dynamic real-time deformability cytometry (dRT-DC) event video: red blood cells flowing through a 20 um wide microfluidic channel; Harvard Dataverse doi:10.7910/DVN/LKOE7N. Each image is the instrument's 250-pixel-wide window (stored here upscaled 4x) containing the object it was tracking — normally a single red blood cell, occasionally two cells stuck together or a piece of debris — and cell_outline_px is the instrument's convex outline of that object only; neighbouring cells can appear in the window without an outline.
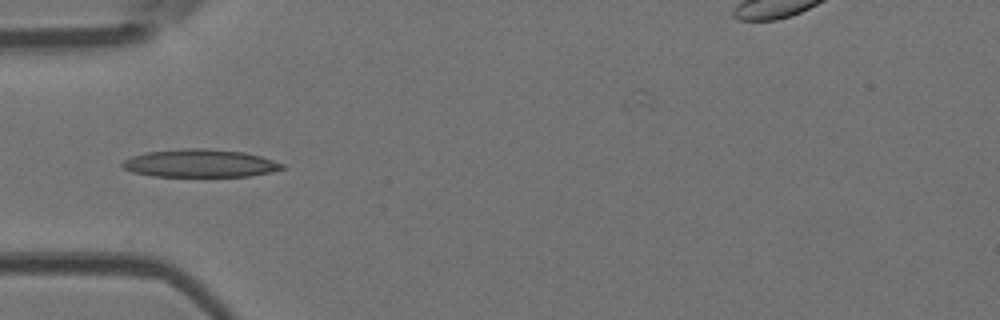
{"species": "Egyptian fruit bat (a non-hibernating species)", "species_latin": "Rousettus aegyptiacus", "temperature_condition": "room temperature", "stored_images_in_passage": 6, "camera_frame_rate_fps": 3000, "um_per_image_px": 0.085, "animal": {"sex": "female"}, "frame": {"image": 1, "passage_image": 5, "time_ms": 4.667, "image_size_px": [1000, 320], "cell_outline_px": [[288, 168], [272, 172], [248, 176], [152, 176], [132, 172], [124, 168], [120, 164], [124, 160], [132, 156], [148, 152], [180, 148], [204, 148], [244, 152], [260, 156], [284, 164]], "centroid_in_image_um": [17.02, 13.88], "position_along_channel_um": 68.0, "area_um2": 26.01}}
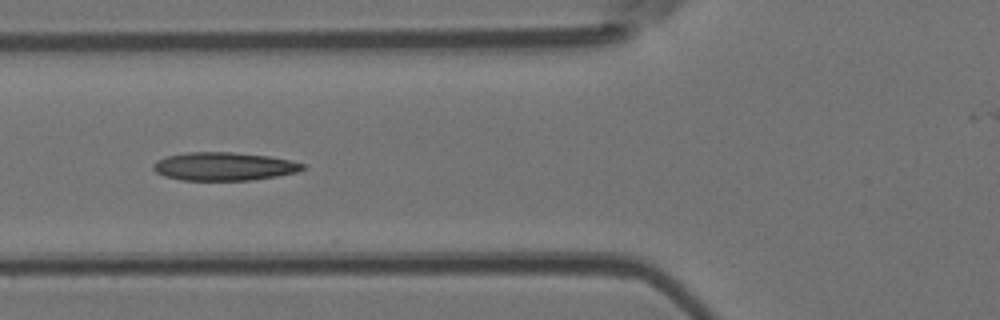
{"frame": {"image": 2, "passage_image": 6, "time_ms": 5.667, "image_size_px": [1000, 320], "cell_outline_px": [[308, 168], [296, 172], [276, 176], [252, 180], [180, 180], [164, 176], [156, 172], [152, 168], [152, 164], [156, 160], [168, 156], [184, 152], [232, 152], [268, 156], [292, 160], [304, 164]], "centroid_in_image_um": [19.03, 14.14], "position_along_channel_um": 106.8, "area_um2": 24.74}}